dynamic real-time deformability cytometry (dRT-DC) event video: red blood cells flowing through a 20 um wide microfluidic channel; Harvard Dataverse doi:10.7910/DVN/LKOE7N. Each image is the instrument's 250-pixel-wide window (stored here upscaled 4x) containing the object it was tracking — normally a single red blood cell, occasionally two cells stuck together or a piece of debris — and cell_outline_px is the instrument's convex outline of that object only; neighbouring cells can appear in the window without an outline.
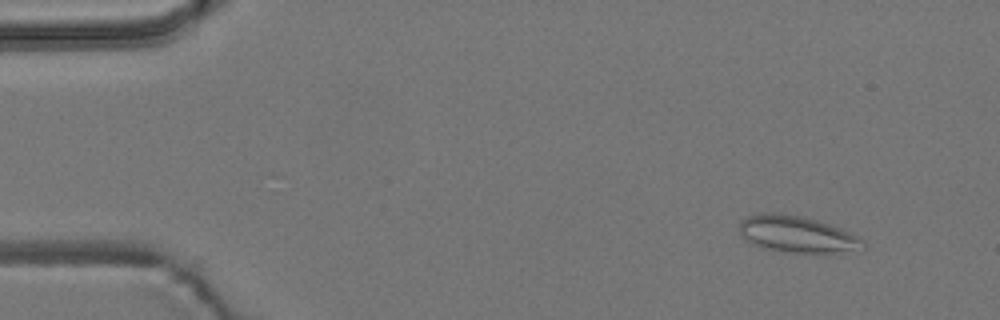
{"species": "common noctule bat (a hibernating species)", "species_latin": "Nyctalus noctula", "temperature_condition": "room temperature", "stored_images_in_passage": 51, "camera_frame_rate_fps": 3000, "um_per_image_px": 0.085, "animal": {"sex": "male", "body_mass_g": 19.2, "forearm_length_mm": 51.8}, "frame": {"image": 1, "passage_image": 1, "time_ms": 0.0, "image_size_px": [1000, 320], "cell_outline_px": [[864, 248], [860, 252], [828, 256], [820, 256], [784, 252], [764, 248], [744, 240], [740, 236], [740, 220], [744, 216], [760, 212], [780, 212], [804, 216], [840, 228], [864, 240]], "centroid_in_image_um": [67.81, 19.97], "position_along_channel_um": 17.2, "area_um2": 27.98}}
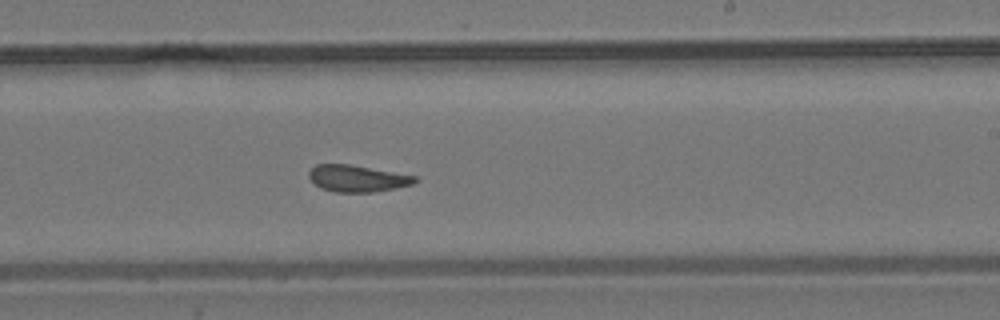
{"frame": {"image": 2, "passage_image": 29, "time_ms": 9.333, "image_size_px": [1000, 320], "cell_outline_px": [[420, 180], [412, 184], [372, 192], [336, 192], [320, 188], [308, 176], [308, 172], [316, 164], [348, 164], [416, 176]], "centroid_in_image_um": [30.35, 15.16], "position_along_channel_um": 258.7, "area_um2": 16.24}}
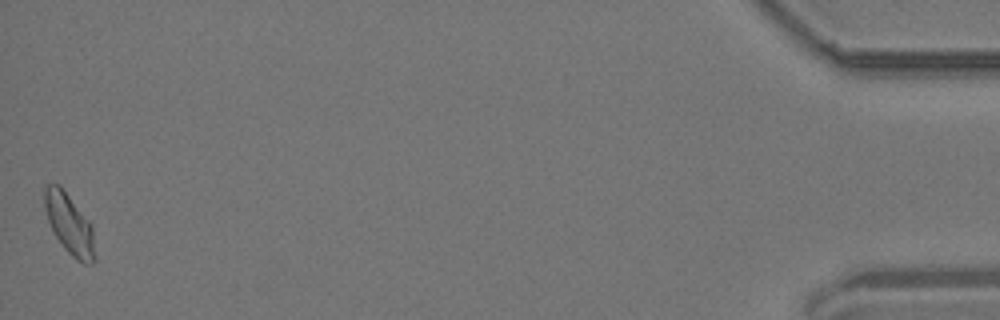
{"frame": {"image": 3, "passage_image": 51, "time_ms": 16.667, "image_size_px": [1000, 320], "cell_outline_px": [[96, 260], [92, 264], [84, 264], [76, 260], [64, 248], [52, 232], [44, 208], [44, 188], [48, 184], [60, 184], [92, 224], [96, 256]], "centroid_in_image_um": [5.91, 19.07], "position_along_channel_um": 429.3, "area_um2": 18.09}, "authors_computed_cell_mechanics": {"area_um2": 17.2244, "velocity_mm_per_s": 3.6857, "shape_relaxation_time_tau1_ms": null, "shape_relaxation_time_tau2_ms": 1.2445, "deformation_change_tau1": null, "deformation_change_tau2": 0.0654}}